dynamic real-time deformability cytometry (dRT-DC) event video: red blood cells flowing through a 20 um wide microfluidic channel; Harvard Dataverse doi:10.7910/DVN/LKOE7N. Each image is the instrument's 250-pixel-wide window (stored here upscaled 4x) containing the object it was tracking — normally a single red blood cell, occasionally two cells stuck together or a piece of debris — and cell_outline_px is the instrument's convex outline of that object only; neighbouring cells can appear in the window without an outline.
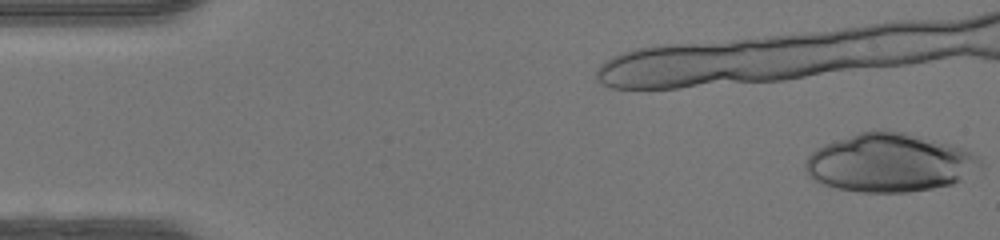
{"species": "human", "species_latin": "Homo sapiens", "temperature_condition": "warm", "stored_images_in_passage": 35, "camera_frame_rate_fps": 3000, "um_per_image_px": 0.085, "donor": {"sex": "female"}, "frame": {"image": 1, "passage_image": 1, "time_ms": 0.0, "image_size_px": [1000, 240], "cell_outline_px": [[984, 164], [980, 168], [960, 180], [952, 184], [932, 188], [908, 192], [860, 192], [836, 188], [824, 184], [808, 176], [804, 168], [804, 164], [808, 156], [816, 148], [824, 144], [860, 132], [904, 132], [920, 136], [960, 148], [976, 156]], "centroid_in_image_um": [75.57, 13.86], "position_along_channel_um": 9.4, "area_um2": 58.67}}
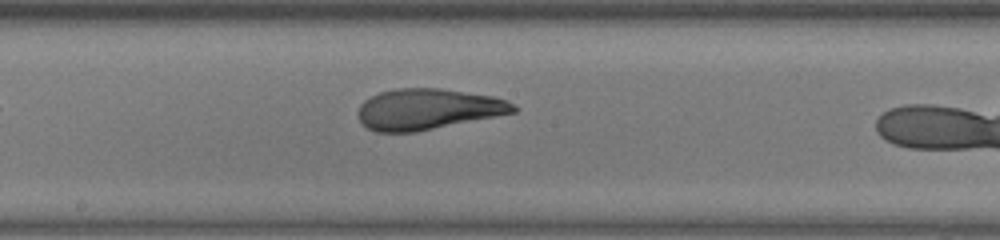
{"frame": {"image": 2, "passage_image": 22, "time_ms": 7.0, "image_size_px": [1000, 240], "cell_outline_px": [[520, 108], [516, 112], [416, 132], [376, 132], [368, 128], [360, 120], [356, 112], [360, 104], [364, 100], [380, 92], [396, 88], [440, 88], [492, 96], [504, 100]], "centroid_in_image_um": [36.34, 9.28], "position_along_channel_um": 211.9, "area_um2": 36.88}}
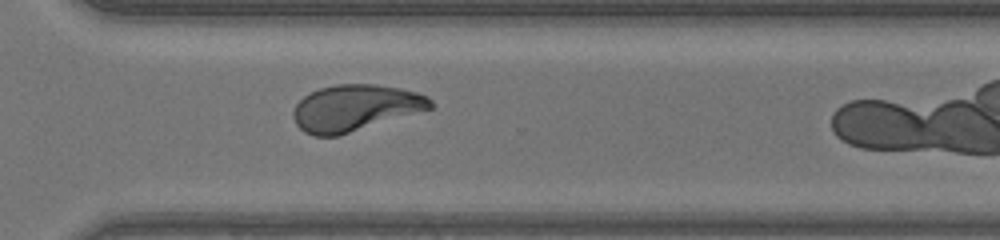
{"frame": {"image": 3, "passage_image": 31, "time_ms": 10.0, "image_size_px": [1000, 240], "cell_outline_px": [[436, 104], [432, 108], [336, 136], [312, 136], [304, 132], [296, 124], [292, 116], [292, 112], [296, 104], [308, 92], [320, 88], [336, 84], [376, 84], [400, 88], [416, 92], [428, 96]], "centroid_in_image_um": [30.17, 9.16], "position_along_channel_um": 340.4, "area_um2": 36.99}}